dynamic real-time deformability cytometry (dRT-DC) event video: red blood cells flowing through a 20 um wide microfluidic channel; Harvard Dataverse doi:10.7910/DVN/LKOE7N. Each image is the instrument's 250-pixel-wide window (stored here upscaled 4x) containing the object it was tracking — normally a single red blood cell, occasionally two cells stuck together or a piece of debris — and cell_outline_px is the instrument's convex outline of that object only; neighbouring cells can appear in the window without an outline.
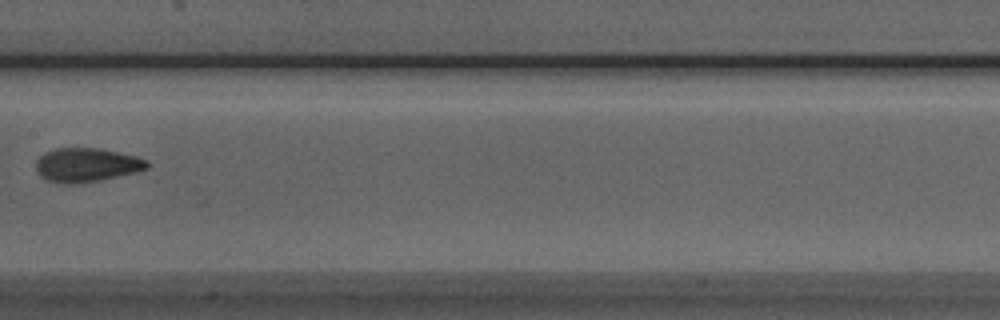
{"species": "Egyptian fruit bat (a non-hibernating species)", "species_latin": "Rousettus aegyptiacus", "temperature_condition": "room temperature", "stored_images_in_passage": 7, "camera_frame_rate_fps": 3000, "um_per_image_px": 0.085, "animal": {"sex": "male"}, "frame": {"image": 1, "passage_image": 7, "time_ms": 7.667, "image_size_px": [1000, 320], "cell_outline_px": [[148, 168], [136, 172], [100, 180], [76, 184], [60, 184], [44, 180], [40, 176], [36, 168], [36, 160], [44, 152], [56, 148], [96, 148], [136, 156], [148, 160]], "centroid_in_image_um": [7.32, 14.03], "position_along_channel_um": 200.1, "area_um2": 22.08}}